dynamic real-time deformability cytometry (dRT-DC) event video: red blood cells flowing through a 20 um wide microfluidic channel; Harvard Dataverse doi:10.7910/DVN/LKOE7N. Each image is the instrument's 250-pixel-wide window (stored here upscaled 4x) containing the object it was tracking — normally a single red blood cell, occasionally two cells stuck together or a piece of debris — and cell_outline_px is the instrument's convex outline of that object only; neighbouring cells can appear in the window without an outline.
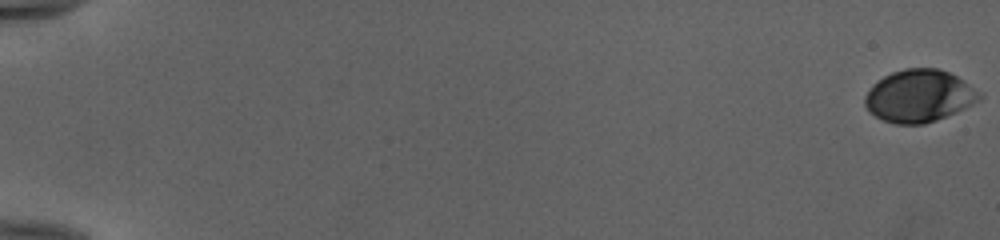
{"species": "human", "species_latin": "Homo sapiens", "temperature_condition": "cold", "stored_images_in_passage": 54, "camera_frame_rate_fps": 3000, "um_per_image_px": 0.085, "donor": {"sex": "female"}, "frame": {"image": 1, "passage_image": 1, "time_ms": 0.0, "image_size_px": [1000, 240], "cell_outline_px": [[984, 96], [980, 100], [956, 112], [936, 120], [924, 124], [896, 124], [884, 120], [868, 112], [864, 104], [864, 96], [872, 84], [884, 76], [892, 72], [904, 68], [936, 68], [948, 72], [956, 76], [980, 92]], "centroid_in_image_um": [78.1, 8.16], "position_along_channel_um": 6.9, "area_um2": 34.91}}
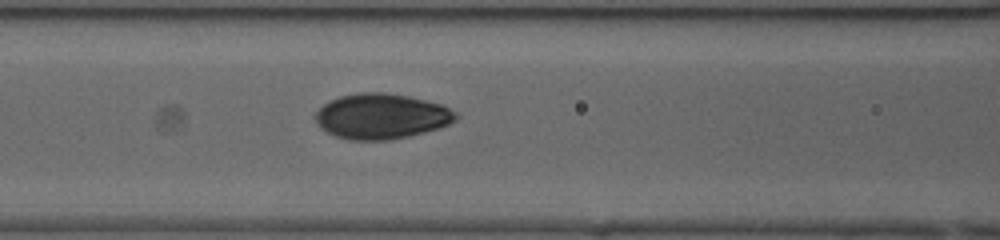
{"frame": {"image": 2, "passage_image": 26, "time_ms": 8.333, "image_size_px": [1000, 240], "cell_outline_px": [[460, 116], [456, 120], [440, 128], [392, 140], [348, 140], [336, 136], [320, 128], [316, 124], [316, 112], [324, 104], [340, 96], [360, 92], [384, 92], [408, 96], [440, 104], [456, 112]], "centroid_in_image_um": [32.42, 9.89], "position_along_channel_um": 134.2, "area_um2": 37.05}}
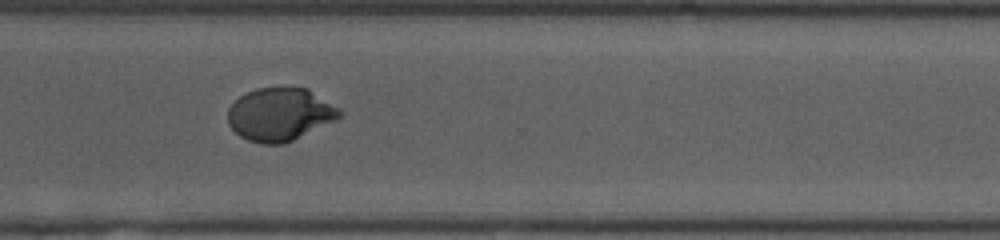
{"frame": {"image": 3, "passage_image": 42, "time_ms": 13.667, "image_size_px": [1000, 240], "cell_outline_px": [[344, 112], [336, 120], [284, 144], [260, 144], [248, 140], [240, 136], [228, 124], [228, 108], [240, 96], [256, 88], [308, 88]], "centroid_in_image_um": [23.79, 9.73], "position_along_channel_um": 346.8, "area_um2": 34.28}, "authors_computed_cell_mechanics": {"area_um2": 34.6511, "velocity_mm_per_s": 3.9967, "shape_relaxation_time_tau1_ms": 4.1281, "shape_relaxation_time_tau2_ms": null, "deformation_change_tau1": 0.1722, "deformation_change_tau2": null}}